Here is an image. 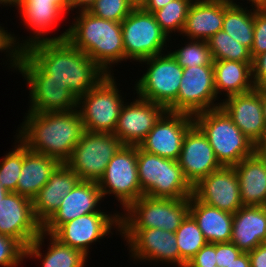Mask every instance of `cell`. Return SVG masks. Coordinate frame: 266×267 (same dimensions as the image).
<instances>
[{
    "instance_id": "6da1fadb",
    "label": "cell",
    "mask_w": 266,
    "mask_h": 267,
    "mask_svg": "<svg viewBox=\"0 0 266 267\" xmlns=\"http://www.w3.org/2000/svg\"><path fill=\"white\" fill-rule=\"evenodd\" d=\"M17 54L45 82L69 86L78 98L108 75L67 39L40 42Z\"/></svg>"
},
{
    "instance_id": "7a4b0ae2",
    "label": "cell",
    "mask_w": 266,
    "mask_h": 267,
    "mask_svg": "<svg viewBox=\"0 0 266 267\" xmlns=\"http://www.w3.org/2000/svg\"><path fill=\"white\" fill-rule=\"evenodd\" d=\"M15 136L30 150L66 163L84 130L77 109L69 111L25 112Z\"/></svg>"
},
{
    "instance_id": "3957f363",
    "label": "cell",
    "mask_w": 266,
    "mask_h": 267,
    "mask_svg": "<svg viewBox=\"0 0 266 267\" xmlns=\"http://www.w3.org/2000/svg\"><path fill=\"white\" fill-rule=\"evenodd\" d=\"M77 13V14H76ZM67 40L87 54L106 74L125 62L121 23L94 16L88 11L72 12Z\"/></svg>"
},
{
    "instance_id": "277c9868",
    "label": "cell",
    "mask_w": 266,
    "mask_h": 267,
    "mask_svg": "<svg viewBox=\"0 0 266 267\" xmlns=\"http://www.w3.org/2000/svg\"><path fill=\"white\" fill-rule=\"evenodd\" d=\"M193 119L209 140L221 166L233 167L254 153V144L221 107L198 113Z\"/></svg>"
},
{
    "instance_id": "5b68a950",
    "label": "cell",
    "mask_w": 266,
    "mask_h": 267,
    "mask_svg": "<svg viewBox=\"0 0 266 267\" xmlns=\"http://www.w3.org/2000/svg\"><path fill=\"white\" fill-rule=\"evenodd\" d=\"M137 167L143 195L174 199L192 196L193 186L176 160L147 153L137 146Z\"/></svg>"
},
{
    "instance_id": "8992f818",
    "label": "cell",
    "mask_w": 266,
    "mask_h": 267,
    "mask_svg": "<svg viewBox=\"0 0 266 267\" xmlns=\"http://www.w3.org/2000/svg\"><path fill=\"white\" fill-rule=\"evenodd\" d=\"M190 197L153 198L142 195L120 212V229L159 228L175 233L189 214Z\"/></svg>"
},
{
    "instance_id": "52a82bcc",
    "label": "cell",
    "mask_w": 266,
    "mask_h": 267,
    "mask_svg": "<svg viewBox=\"0 0 266 267\" xmlns=\"http://www.w3.org/2000/svg\"><path fill=\"white\" fill-rule=\"evenodd\" d=\"M114 77L107 75L96 87L78 98L77 110L85 131L114 133L126 100L118 87L117 77Z\"/></svg>"
},
{
    "instance_id": "ba28073f",
    "label": "cell",
    "mask_w": 266,
    "mask_h": 267,
    "mask_svg": "<svg viewBox=\"0 0 266 267\" xmlns=\"http://www.w3.org/2000/svg\"><path fill=\"white\" fill-rule=\"evenodd\" d=\"M139 64L145 65L146 71L134 82L133 94L167 109L177 99L183 68L169 51Z\"/></svg>"
},
{
    "instance_id": "9c48e42d",
    "label": "cell",
    "mask_w": 266,
    "mask_h": 267,
    "mask_svg": "<svg viewBox=\"0 0 266 267\" xmlns=\"http://www.w3.org/2000/svg\"><path fill=\"white\" fill-rule=\"evenodd\" d=\"M121 26L125 62H141L167 52L169 42L172 43L171 38L157 23L154 14L143 8H133L121 22Z\"/></svg>"
},
{
    "instance_id": "30bf717a",
    "label": "cell",
    "mask_w": 266,
    "mask_h": 267,
    "mask_svg": "<svg viewBox=\"0 0 266 267\" xmlns=\"http://www.w3.org/2000/svg\"><path fill=\"white\" fill-rule=\"evenodd\" d=\"M17 12L21 17L19 20H22L20 23H23L25 29L28 28L30 34L27 38L25 36L24 40L23 37L20 40L21 38L12 34L11 31L7 32L8 45L12 54L25 51L29 46L40 42L67 39L69 28H66L60 35L48 36L52 30L55 31L54 28L58 27V23L66 14L52 0H25L17 7Z\"/></svg>"
},
{
    "instance_id": "8fae6325",
    "label": "cell",
    "mask_w": 266,
    "mask_h": 267,
    "mask_svg": "<svg viewBox=\"0 0 266 267\" xmlns=\"http://www.w3.org/2000/svg\"><path fill=\"white\" fill-rule=\"evenodd\" d=\"M97 184L103 200L114 195V199L121 205L122 212L139 199L143 192L138 179L137 146L122 145L108 163Z\"/></svg>"
},
{
    "instance_id": "7c38bea8",
    "label": "cell",
    "mask_w": 266,
    "mask_h": 267,
    "mask_svg": "<svg viewBox=\"0 0 266 267\" xmlns=\"http://www.w3.org/2000/svg\"><path fill=\"white\" fill-rule=\"evenodd\" d=\"M120 236L126 241L130 261L180 267V252L175 233L159 228L120 229Z\"/></svg>"
},
{
    "instance_id": "4fadbf2b",
    "label": "cell",
    "mask_w": 266,
    "mask_h": 267,
    "mask_svg": "<svg viewBox=\"0 0 266 267\" xmlns=\"http://www.w3.org/2000/svg\"><path fill=\"white\" fill-rule=\"evenodd\" d=\"M122 145L114 134L84 131L65 164L80 180L98 182Z\"/></svg>"
},
{
    "instance_id": "5bb4252c",
    "label": "cell",
    "mask_w": 266,
    "mask_h": 267,
    "mask_svg": "<svg viewBox=\"0 0 266 267\" xmlns=\"http://www.w3.org/2000/svg\"><path fill=\"white\" fill-rule=\"evenodd\" d=\"M220 105L221 99L219 100L214 85L213 65L195 66L183 68L177 99L167 111L194 116Z\"/></svg>"
},
{
    "instance_id": "9a60e30c",
    "label": "cell",
    "mask_w": 266,
    "mask_h": 267,
    "mask_svg": "<svg viewBox=\"0 0 266 267\" xmlns=\"http://www.w3.org/2000/svg\"><path fill=\"white\" fill-rule=\"evenodd\" d=\"M12 71L21 74L28 86V112L47 113L77 109L78 97L69 86L45 82L18 54H13Z\"/></svg>"
},
{
    "instance_id": "2e32d148",
    "label": "cell",
    "mask_w": 266,
    "mask_h": 267,
    "mask_svg": "<svg viewBox=\"0 0 266 267\" xmlns=\"http://www.w3.org/2000/svg\"><path fill=\"white\" fill-rule=\"evenodd\" d=\"M113 232L120 235V211L107 212L106 210V212L85 214L68 221L52 235L61 243L81 250L90 257L89 249L92 248V244L100 243V239L113 235Z\"/></svg>"
},
{
    "instance_id": "e0dca14e",
    "label": "cell",
    "mask_w": 266,
    "mask_h": 267,
    "mask_svg": "<svg viewBox=\"0 0 266 267\" xmlns=\"http://www.w3.org/2000/svg\"><path fill=\"white\" fill-rule=\"evenodd\" d=\"M193 124L192 115L166 111L138 147L147 153L177 161L185 134Z\"/></svg>"
},
{
    "instance_id": "ac0fdd59",
    "label": "cell",
    "mask_w": 266,
    "mask_h": 267,
    "mask_svg": "<svg viewBox=\"0 0 266 267\" xmlns=\"http://www.w3.org/2000/svg\"><path fill=\"white\" fill-rule=\"evenodd\" d=\"M42 225L35 219L32 200L9 192L0 202V234L19 241L27 248L41 233Z\"/></svg>"
},
{
    "instance_id": "d6986e66",
    "label": "cell",
    "mask_w": 266,
    "mask_h": 267,
    "mask_svg": "<svg viewBox=\"0 0 266 267\" xmlns=\"http://www.w3.org/2000/svg\"><path fill=\"white\" fill-rule=\"evenodd\" d=\"M167 111L162 105L136 95L121 108L114 135L123 145L139 146L161 116Z\"/></svg>"
},
{
    "instance_id": "ffe728a7",
    "label": "cell",
    "mask_w": 266,
    "mask_h": 267,
    "mask_svg": "<svg viewBox=\"0 0 266 267\" xmlns=\"http://www.w3.org/2000/svg\"><path fill=\"white\" fill-rule=\"evenodd\" d=\"M192 195L206 205L232 214L243 206L234 167L222 166L200 179L193 186Z\"/></svg>"
},
{
    "instance_id": "44dd1931",
    "label": "cell",
    "mask_w": 266,
    "mask_h": 267,
    "mask_svg": "<svg viewBox=\"0 0 266 267\" xmlns=\"http://www.w3.org/2000/svg\"><path fill=\"white\" fill-rule=\"evenodd\" d=\"M220 107L254 145L266 136L261 88L221 99Z\"/></svg>"
},
{
    "instance_id": "7402d4cb",
    "label": "cell",
    "mask_w": 266,
    "mask_h": 267,
    "mask_svg": "<svg viewBox=\"0 0 266 267\" xmlns=\"http://www.w3.org/2000/svg\"><path fill=\"white\" fill-rule=\"evenodd\" d=\"M177 162L192 186L222 167L209 140L195 124L185 134Z\"/></svg>"
},
{
    "instance_id": "603a6c76",
    "label": "cell",
    "mask_w": 266,
    "mask_h": 267,
    "mask_svg": "<svg viewBox=\"0 0 266 267\" xmlns=\"http://www.w3.org/2000/svg\"><path fill=\"white\" fill-rule=\"evenodd\" d=\"M103 201L97 182L80 180L62 199L58 210L42 226V231L53 234L62 224L82 215L105 212V209L100 207Z\"/></svg>"
},
{
    "instance_id": "cb8c5ba5",
    "label": "cell",
    "mask_w": 266,
    "mask_h": 267,
    "mask_svg": "<svg viewBox=\"0 0 266 267\" xmlns=\"http://www.w3.org/2000/svg\"><path fill=\"white\" fill-rule=\"evenodd\" d=\"M79 176L65 163L51 174L48 182L32 199L35 219L43 226L58 210L62 199L78 184Z\"/></svg>"
},
{
    "instance_id": "d4e9b609",
    "label": "cell",
    "mask_w": 266,
    "mask_h": 267,
    "mask_svg": "<svg viewBox=\"0 0 266 267\" xmlns=\"http://www.w3.org/2000/svg\"><path fill=\"white\" fill-rule=\"evenodd\" d=\"M224 0H197L189 7L181 39L204 40L222 30ZM186 36V37H185Z\"/></svg>"
},
{
    "instance_id": "484cf974",
    "label": "cell",
    "mask_w": 266,
    "mask_h": 267,
    "mask_svg": "<svg viewBox=\"0 0 266 267\" xmlns=\"http://www.w3.org/2000/svg\"><path fill=\"white\" fill-rule=\"evenodd\" d=\"M231 243L249 252L266 243V206H242L233 214Z\"/></svg>"
},
{
    "instance_id": "4316f807",
    "label": "cell",
    "mask_w": 266,
    "mask_h": 267,
    "mask_svg": "<svg viewBox=\"0 0 266 267\" xmlns=\"http://www.w3.org/2000/svg\"><path fill=\"white\" fill-rule=\"evenodd\" d=\"M45 239L49 242L48 248L45 253H42L41 247L45 246ZM25 258L40 260L41 267H85L89 257L81 250L61 243L52 234L41 231L40 235L26 248Z\"/></svg>"
},
{
    "instance_id": "83f0119b",
    "label": "cell",
    "mask_w": 266,
    "mask_h": 267,
    "mask_svg": "<svg viewBox=\"0 0 266 267\" xmlns=\"http://www.w3.org/2000/svg\"><path fill=\"white\" fill-rule=\"evenodd\" d=\"M60 164L55 158L30 151L23 144V166L19 175L16 193L32 200L48 182L51 174Z\"/></svg>"
},
{
    "instance_id": "f1b7e54d",
    "label": "cell",
    "mask_w": 266,
    "mask_h": 267,
    "mask_svg": "<svg viewBox=\"0 0 266 267\" xmlns=\"http://www.w3.org/2000/svg\"><path fill=\"white\" fill-rule=\"evenodd\" d=\"M189 214L197 222L207 243L231 241L233 214L204 204L193 195L190 197Z\"/></svg>"
},
{
    "instance_id": "f546056e",
    "label": "cell",
    "mask_w": 266,
    "mask_h": 267,
    "mask_svg": "<svg viewBox=\"0 0 266 267\" xmlns=\"http://www.w3.org/2000/svg\"><path fill=\"white\" fill-rule=\"evenodd\" d=\"M243 206H266V164L253 153L233 166Z\"/></svg>"
},
{
    "instance_id": "4dcf8cb0",
    "label": "cell",
    "mask_w": 266,
    "mask_h": 267,
    "mask_svg": "<svg viewBox=\"0 0 266 267\" xmlns=\"http://www.w3.org/2000/svg\"><path fill=\"white\" fill-rule=\"evenodd\" d=\"M251 65L252 62L213 61L214 85L219 99L222 95L226 98L249 92L255 88Z\"/></svg>"
},
{
    "instance_id": "1f68e13d",
    "label": "cell",
    "mask_w": 266,
    "mask_h": 267,
    "mask_svg": "<svg viewBox=\"0 0 266 267\" xmlns=\"http://www.w3.org/2000/svg\"><path fill=\"white\" fill-rule=\"evenodd\" d=\"M224 0V20L222 30L231 38L241 43L249 50L253 45L254 8H248L237 2Z\"/></svg>"
},
{
    "instance_id": "d6a6232c",
    "label": "cell",
    "mask_w": 266,
    "mask_h": 267,
    "mask_svg": "<svg viewBox=\"0 0 266 267\" xmlns=\"http://www.w3.org/2000/svg\"><path fill=\"white\" fill-rule=\"evenodd\" d=\"M180 252V267L187 263L207 243L194 218L188 214L175 232Z\"/></svg>"
},
{
    "instance_id": "836d02e7",
    "label": "cell",
    "mask_w": 266,
    "mask_h": 267,
    "mask_svg": "<svg viewBox=\"0 0 266 267\" xmlns=\"http://www.w3.org/2000/svg\"><path fill=\"white\" fill-rule=\"evenodd\" d=\"M214 61L233 60L239 62H252L250 50L231 38L223 30L218 31L207 40Z\"/></svg>"
},
{
    "instance_id": "e575fe53",
    "label": "cell",
    "mask_w": 266,
    "mask_h": 267,
    "mask_svg": "<svg viewBox=\"0 0 266 267\" xmlns=\"http://www.w3.org/2000/svg\"><path fill=\"white\" fill-rule=\"evenodd\" d=\"M193 0H172L153 14L161 29L172 39V34L181 35L189 7Z\"/></svg>"
},
{
    "instance_id": "d590c367",
    "label": "cell",
    "mask_w": 266,
    "mask_h": 267,
    "mask_svg": "<svg viewBox=\"0 0 266 267\" xmlns=\"http://www.w3.org/2000/svg\"><path fill=\"white\" fill-rule=\"evenodd\" d=\"M178 45V49L168 50L182 68L213 65L214 60L207 41L187 39L182 43L184 46L180 47V43Z\"/></svg>"
},
{
    "instance_id": "8d00e7d4",
    "label": "cell",
    "mask_w": 266,
    "mask_h": 267,
    "mask_svg": "<svg viewBox=\"0 0 266 267\" xmlns=\"http://www.w3.org/2000/svg\"><path fill=\"white\" fill-rule=\"evenodd\" d=\"M13 137L14 147L0 159V182L9 192H16L23 166V143L15 135Z\"/></svg>"
},
{
    "instance_id": "74e56055",
    "label": "cell",
    "mask_w": 266,
    "mask_h": 267,
    "mask_svg": "<svg viewBox=\"0 0 266 267\" xmlns=\"http://www.w3.org/2000/svg\"><path fill=\"white\" fill-rule=\"evenodd\" d=\"M132 9L127 0H96L88 12L102 19L121 23Z\"/></svg>"
},
{
    "instance_id": "f35d334b",
    "label": "cell",
    "mask_w": 266,
    "mask_h": 267,
    "mask_svg": "<svg viewBox=\"0 0 266 267\" xmlns=\"http://www.w3.org/2000/svg\"><path fill=\"white\" fill-rule=\"evenodd\" d=\"M26 248L14 238L0 234V266L18 267L25 259Z\"/></svg>"
},
{
    "instance_id": "ab89813d",
    "label": "cell",
    "mask_w": 266,
    "mask_h": 267,
    "mask_svg": "<svg viewBox=\"0 0 266 267\" xmlns=\"http://www.w3.org/2000/svg\"><path fill=\"white\" fill-rule=\"evenodd\" d=\"M266 52V9L254 8L253 45L250 50L252 59Z\"/></svg>"
},
{
    "instance_id": "60d3db41",
    "label": "cell",
    "mask_w": 266,
    "mask_h": 267,
    "mask_svg": "<svg viewBox=\"0 0 266 267\" xmlns=\"http://www.w3.org/2000/svg\"><path fill=\"white\" fill-rule=\"evenodd\" d=\"M216 260V244L206 243L187 263L186 267H214L217 265Z\"/></svg>"
},
{
    "instance_id": "b9f144b4",
    "label": "cell",
    "mask_w": 266,
    "mask_h": 267,
    "mask_svg": "<svg viewBox=\"0 0 266 267\" xmlns=\"http://www.w3.org/2000/svg\"><path fill=\"white\" fill-rule=\"evenodd\" d=\"M243 252L238 249L233 243H216V264L219 267H227Z\"/></svg>"
},
{
    "instance_id": "7bdbcfd3",
    "label": "cell",
    "mask_w": 266,
    "mask_h": 267,
    "mask_svg": "<svg viewBox=\"0 0 266 267\" xmlns=\"http://www.w3.org/2000/svg\"><path fill=\"white\" fill-rule=\"evenodd\" d=\"M251 69L255 88H261L266 83V52L252 59Z\"/></svg>"
},
{
    "instance_id": "ee69618b",
    "label": "cell",
    "mask_w": 266,
    "mask_h": 267,
    "mask_svg": "<svg viewBox=\"0 0 266 267\" xmlns=\"http://www.w3.org/2000/svg\"><path fill=\"white\" fill-rule=\"evenodd\" d=\"M251 267H266V243L248 252Z\"/></svg>"
},
{
    "instance_id": "f6af8a7d",
    "label": "cell",
    "mask_w": 266,
    "mask_h": 267,
    "mask_svg": "<svg viewBox=\"0 0 266 267\" xmlns=\"http://www.w3.org/2000/svg\"><path fill=\"white\" fill-rule=\"evenodd\" d=\"M96 0H70V11H88Z\"/></svg>"
},
{
    "instance_id": "bcb514c9",
    "label": "cell",
    "mask_w": 266,
    "mask_h": 267,
    "mask_svg": "<svg viewBox=\"0 0 266 267\" xmlns=\"http://www.w3.org/2000/svg\"><path fill=\"white\" fill-rule=\"evenodd\" d=\"M171 1L172 0H147L143 9L148 11V12L154 13L155 11L166 6V4H168Z\"/></svg>"
},
{
    "instance_id": "7dc6e473",
    "label": "cell",
    "mask_w": 266,
    "mask_h": 267,
    "mask_svg": "<svg viewBox=\"0 0 266 267\" xmlns=\"http://www.w3.org/2000/svg\"><path fill=\"white\" fill-rule=\"evenodd\" d=\"M227 267H251L248 252H243L235 260H233Z\"/></svg>"
},
{
    "instance_id": "c3c4849f",
    "label": "cell",
    "mask_w": 266,
    "mask_h": 267,
    "mask_svg": "<svg viewBox=\"0 0 266 267\" xmlns=\"http://www.w3.org/2000/svg\"><path fill=\"white\" fill-rule=\"evenodd\" d=\"M254 153L266 164V136L254 145Z\"/></svg>"
},
{
    "instance_id": "681fc988",
    "label": "cell",
    "mask_w": 266,
    "mask_h": 267,
    "mask_svg": "<svg viewBox=\"0 0 266 267\" xmlns=\"http://www.w3.org/2000/svg\"><path fill=\"white\" fill-rule=\"evenodd\" d=\"M245 4H251L249 8H255V9H266V0H242ZM251 2V3H250Z\"/></svg>"
},
{
    "instance_id": "f907efd6",
    "label": "cell",
    "mask_w": 266,
    "mask_h": 267,
    "mask_svg": "<svg viewBox=\"0 0 266 267\" xmlns=\"http://www.w3.org/2000/svg\"><path fill=\"white\" fill-rule=\"evenodd\" d=\"M66 14L70 13V0H52Z\"/></svg>"
},
{
    "instance_id": "816d5d0a",
    "label": "cell",
    "mask_w": 266,
    "mask_h": 267,
    "mask_svg": "<svg viewBox=\"0 0 266 267\" xmlns=\"http://www.w3.org/2000/svg\"><path fill=\"white\" fill-rule=\"evenodd\" d=\"M133 8H143L147 0H127Z\"/></svg>"
},
{
    "instance_id": "f5cc1de1",
    "label": "cell",
    "mask_w": 266,
    "mask_h": 267,
    "mask_svg": "<svg viewBox=\"0 0 266 267\" xmlns=\"http://www.w3.org/2000/svg\"><path fill=\"white\" fill-rule=\"evenodd\" d=\"M261 103H262V112L266 122V93L261 89Z\"/></svg>"
},
{
    "instance_id": "db71d44e",
    "label": "cell",
    "mask_w": 266,
    "mask_h": 267,
    "mask_svg": "<svg viewBox=\"0 0 266 267\" xmlns=\"http://www.w3.org/2000/svg\"><path fill=\"white\" fill-rule=\"evenodd\" d=\"M9 4L13 7H15V9L21 4L23 3L25 0H8Z\"/></svg>"
},
{
    "instance_id": "11a10c76",
    "label": "cell",
    "mask_w": 266,
    "mask_h": 267,
    "mask_svg": "<svg viewBox=\"0 0 266 267\" xmlns=\"http://www.w3.org/2000/svg\"><path fill=\"white\" fill-rule=\"evenodd\" d=\"M8 193L9 191H7L0 182V202Z\"/></svg>"
},
{
    "instance_id": "9f6ffc18",
    "label": "cell",
    "mask_w": 266,
    "mask_h": 267,
    "mask_svg": "<svg viewBox=\"0 0 266 267\" xmlns=\"http://www.w3.org/2000/svg\"><path fill=\"white\" fill-rule=\"evenodd\" d=\"M3 6V7H10L11 8V5L9 4V1L8 0H0V7Z\"/></svg>"
},
{
    "instance_id": "6f0895ef",
    "label": "cell",
    "mask_w": 266,
    "mask_h": 267,
    "mask_svg": "<svg viewBox=\"0 0 266 267\" xmlns=\"http://www.w3.org/2000/svg\"><path fill=\"white\" fill-rule=\"evenodd\" d=\"M261 89L266 93V83L261 87Z\"/></svg>"
}]
</instances>
